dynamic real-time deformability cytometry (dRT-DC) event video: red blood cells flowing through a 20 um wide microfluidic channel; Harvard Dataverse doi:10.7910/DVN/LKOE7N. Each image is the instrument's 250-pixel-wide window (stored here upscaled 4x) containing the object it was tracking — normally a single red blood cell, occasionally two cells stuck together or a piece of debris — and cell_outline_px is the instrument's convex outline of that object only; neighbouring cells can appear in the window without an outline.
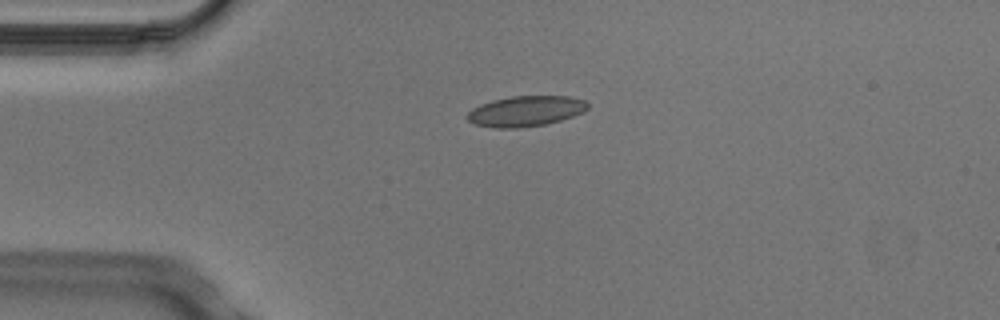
{"species": "Egyptian fruit bat (a non-hibernating species)", "species_latin": "Rousettus aegyptiacus", "temperature_condition": "cold", "stored_images_in_passage": 5, "camera_frame_rate_fps": 3000, "um_per_image_px": 0.085, "animal": {"sex": "male"}, "frame": {"image": 1, "passage_image": 1, "time_ms": 0.0, "image_size_px": [1000, 320], "cell_outline_px": [[588, 108], [584, 112], [560, 120], [544, 124], [520, 128], [496, 128], [476, 124], [468, 120], [464, 116], [472, 108], [480, 104], [492, 100], [512, 96], [568, 96], [584, 100], [588, 104]], "centroid_in_image_um": [44.66, 9.44], "position_along_channel_um": 40.3, "area_um2": 21.39}}
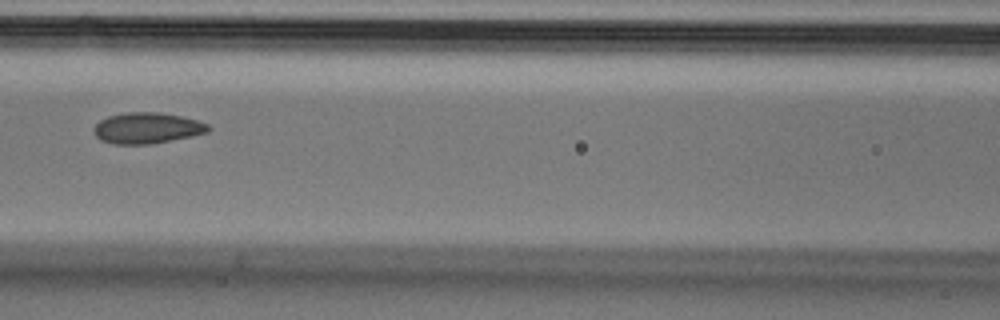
{"frame": {"image": 2, "passage_image": 4, "time_ms": 1.0, "image_size_px": [1000, 320], "cell_outline_px": [[212, 128], [208, 132], [192, 136], [152, 144], [112, 144], [100, 140], [96, 136], [92, 128], [100, 120], [108, 116], [128, 112], [160, 112], [180, 116], [196, 120], [208, 124]], "centroid_in_image_um": [12.49, 10.89], "position_along_channel_um": 154.1, "area_um2": 20.75}}
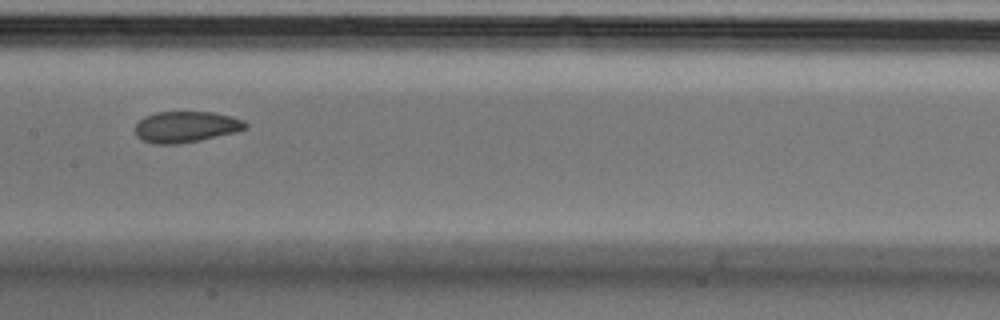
{"frame": {"image": 3, "passage_image": 5, "time_ms": 1.333, "image_size_px": [1000, 320], "cell_outline_px": [[248, 128], [236, 132], [200, 140], [180, 144], [156, 144], [144, 140], [136, 136], [136, 124], [144, 116], [156, 112], [212, 112], [232, 116], [244, 120], [248, 124]], "centroid_in_image_um": [15.84, 10.78], "position_along_channel_um": 191.6, "area_um2": 20.06}}